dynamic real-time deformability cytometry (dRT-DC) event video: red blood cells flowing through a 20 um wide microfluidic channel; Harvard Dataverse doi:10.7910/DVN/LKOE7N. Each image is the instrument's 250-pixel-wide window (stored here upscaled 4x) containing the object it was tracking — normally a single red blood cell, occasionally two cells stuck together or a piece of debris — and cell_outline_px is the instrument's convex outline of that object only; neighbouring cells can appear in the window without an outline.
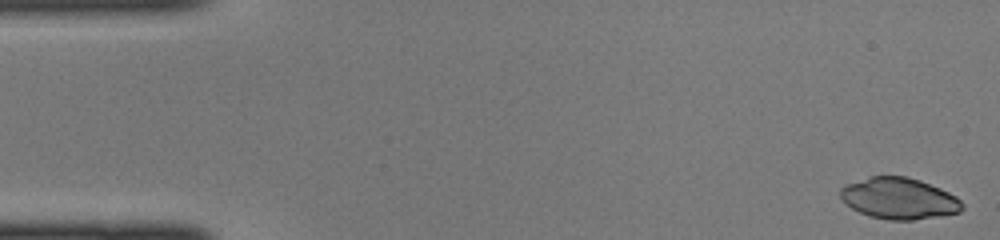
{"species": "common noctule bat (a hibernating species)", "species_latin": "Nyctalus noctula", "temperature_condition": "cold", "stored_images_in_passage": 45, "camera_frame_rate_fps": 3000, "um_per_image_px": 0.085, "animal": {"sex": "female", "body_mass_g": 22.0, "forearm_length_mm": 56.7}, "frame": {"image": 1, "passage_image": 1, "time_ms": 0.0, "image_size_px": [1000, 240], "cell_outline_px": [[964, 208], [960, 212], [940, 216], [912, 220], [888, 220], [868, 216], [852, 208], [840, 196], [840, 188], [848, 184], [868, 176], [908, 176], [920, 180], [940, 188], [956, 196], [964, 204]], "centroid_in_image_um": [76.44, 16.87], "position_along_channel_um": 8.6, "area_um2": 29.36}}